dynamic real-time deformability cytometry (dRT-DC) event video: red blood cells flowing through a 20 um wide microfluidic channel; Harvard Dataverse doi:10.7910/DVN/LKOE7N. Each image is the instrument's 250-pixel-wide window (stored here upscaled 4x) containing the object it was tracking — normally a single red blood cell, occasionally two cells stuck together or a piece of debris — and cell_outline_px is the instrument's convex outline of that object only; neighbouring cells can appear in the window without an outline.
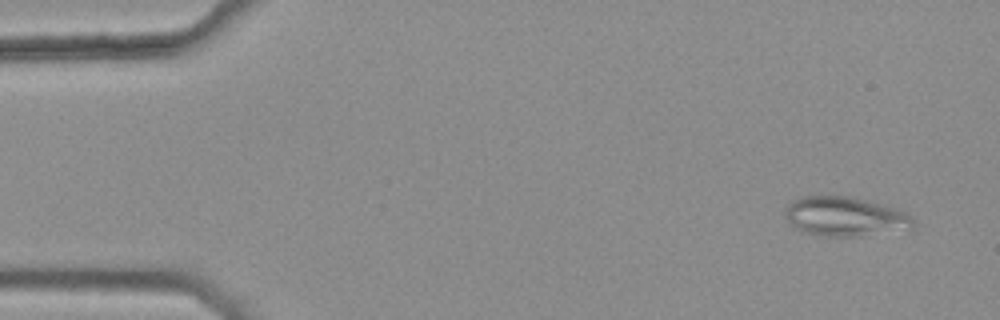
{"species": "common noctule bat (a hibernating species)", "species_latin": "Nyctalus noctula", "temperature_condition": "warm", "stored_images_in_passage": 4, "camera_frame_rate_fps": 3000, "um_per_image_px": 0.085, "animal": {"sex": "female", "body_mass_g": 25.1}, "frame": {"image": 1, "passage_image": 1, "time_ms": 0.0, "image_size_px": [1000, 320], "cell_outline_px": [[916, 224], [912, 232], [860, 236], [824, 236], [804, 232], [796, 228], [784, 216], [784, 212], [788, 204], [792, 200], [804, 196], [848, 196], [880, 204], [904, 212], [912, 216]], "centroid_in_image_um": [71.92, 18.44], "position_along_channel_um": 13.1, "area_um2": 29.88}}